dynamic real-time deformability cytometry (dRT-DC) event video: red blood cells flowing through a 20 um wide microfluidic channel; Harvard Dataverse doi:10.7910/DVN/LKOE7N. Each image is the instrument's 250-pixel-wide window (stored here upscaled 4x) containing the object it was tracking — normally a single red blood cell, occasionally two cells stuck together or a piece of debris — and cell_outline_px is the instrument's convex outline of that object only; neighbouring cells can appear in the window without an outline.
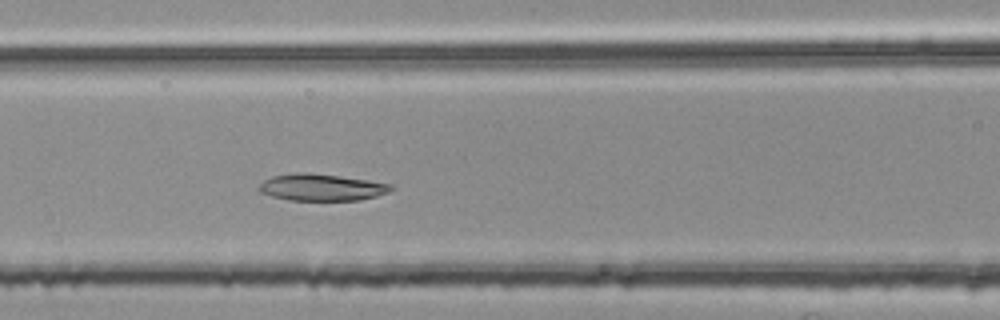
{"species": "common noctule bat (a hibernating species)", "species_latin": "Nyctalus noctula", "temperature_condition": "room temperature", "stored_images_in_passage": 45, "camera_frame_rate_fps": 3000, "um_per_image_px": 0.085, "animal": {"sex": "female", "body_mass_g": 25.1}, "frame": {"image": 1, "passage_image": 18, "time_ms": 5.667, "image_size_px": [1000, 320], "cell_outline_px": [[392, 188], [388, 192], [376, 196], [360, 200], [288, 200], [272, 196], [260, 192], [256, 188], [264, 180], [272, 176], [296, 172], [308, 172], [340, 176], [368, 180], [392, 184]], "centroid_in_image_um": [27.29, 15.92], "position_along_channel_um": 139.3, "area_um2": 20.63}}
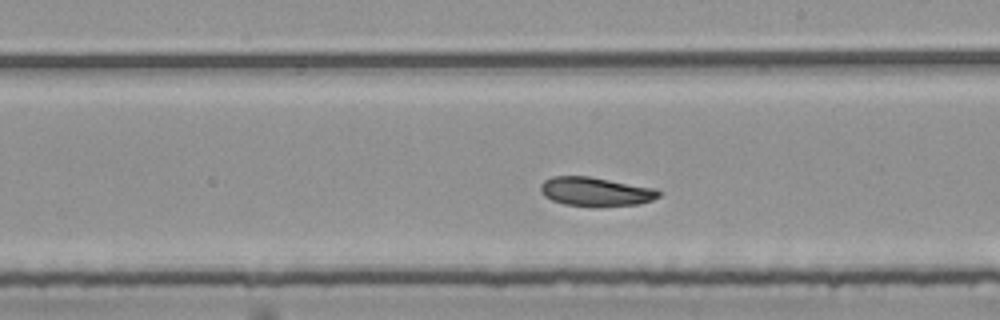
{"frame": {"image": 2, "passage_image": 26, "time_ms": 8.333, "image_size_px": [1000, 320], "cell_outline_px": [[660, 196], [652, 200], [636, 204], [592, 208], [564, 204], [552, 200], [544, 196], [540, 192], [540, 184], [544, 180], [552, 176], [588, 176], [656, 188], [660, 192]], "centroid_in_image_um": [50.6, 16.3], "position_along_channel_um": 238.4, "area_um2": 20.29}}
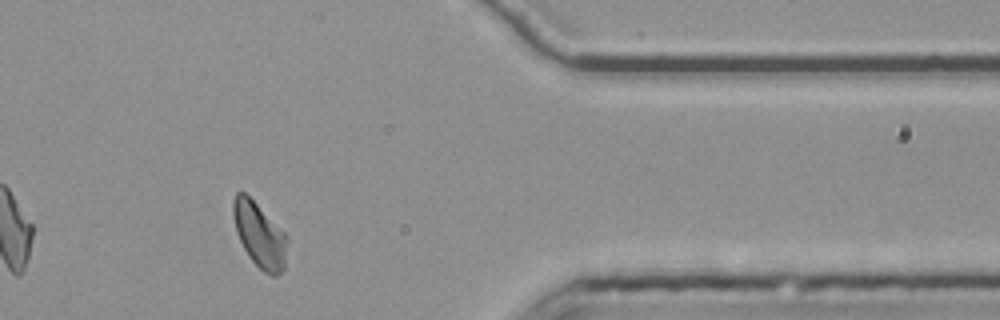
{"frame": {"image": 3, "passage_image": 40, "time_ms": 13.0, "image_size_px": [1000, 320], "cell_outline_px": [[288, 240], [284, 268], [276, 276], [272, 276], [264, 272], [248, 256], [236, 232], [232, 212], [232, 204], [236, 192], [244, 192], [284, 232]], "centroid_in_image_um": [22.05, 19.99], "position_along_channel_um": 389.4, "area_um2": 20.06}}